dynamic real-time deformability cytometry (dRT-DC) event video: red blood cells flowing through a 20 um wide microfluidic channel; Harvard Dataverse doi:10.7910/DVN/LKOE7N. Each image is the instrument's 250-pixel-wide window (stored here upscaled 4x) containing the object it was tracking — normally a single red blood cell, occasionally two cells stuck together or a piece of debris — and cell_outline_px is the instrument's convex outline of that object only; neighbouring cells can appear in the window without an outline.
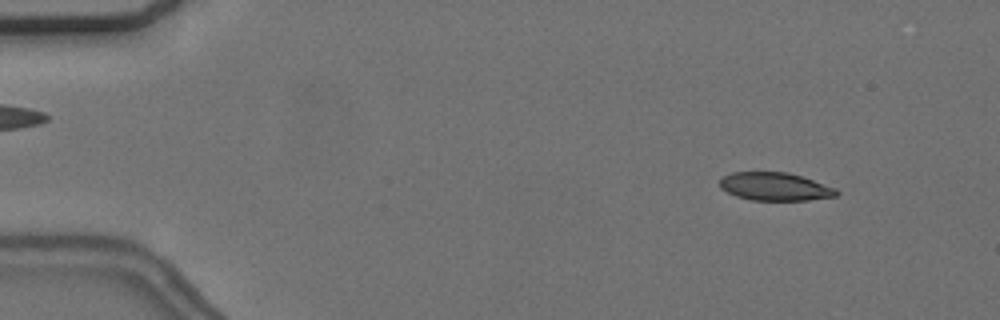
{"species": "common noctule bat (a hibernating species)", "species_latin": "Nyctalus noctula", "temperature_condition": "cold", "stored_images_in_passage": 31, "camera_frame_rate_fps": 3000, "um_per_image_px": 0.085, "animal": {"sex": "female", "body_mass_g": 24.6, "forearm_length_mm": 56.2}, "frame": {"image": 1, "passage_image": 6, "time_ms": 1.667, "image_size_px": [1000, 320], "cell_outline_px": [[840, 192], [836, 196], [808, 200], [752, 200], [736, 196], [720, 188], [720, 180], [724, 176], [732, 172], [788, 172], [836, 188]], "centroid_in_image_um": [65.87, 15.86], "position_along_channel_um": 19.1, "area_um2": 18.96}}
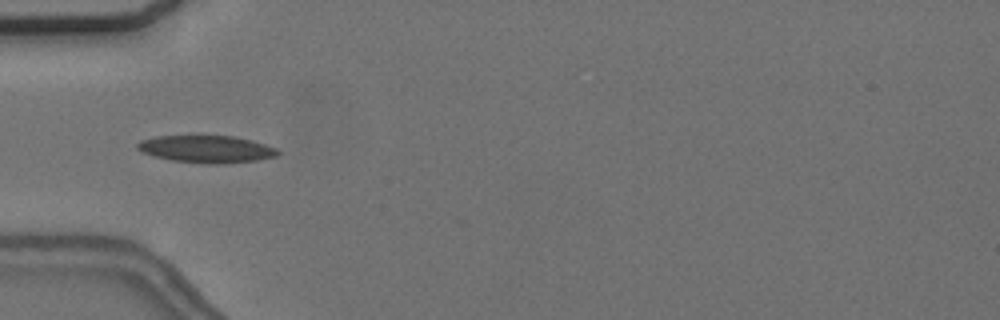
{"frame": {"image": 2, "passage_image": 18, "time_ms": 5.667, "image_size_px": [1000, 320], "cell_outline_px": [[280, 152], [276, 156], [256, 160], [224, 164], [208, 164], [172, 160], [152, 156], [136, 148], [136, 144], [140, 140], [156, 136], [232, 136], [252, 140], [276, 148]], "centroid_in_image_um": [17.53, 12.67], "position_along_channel_um": 67.5, "area_um2": 22.25}}
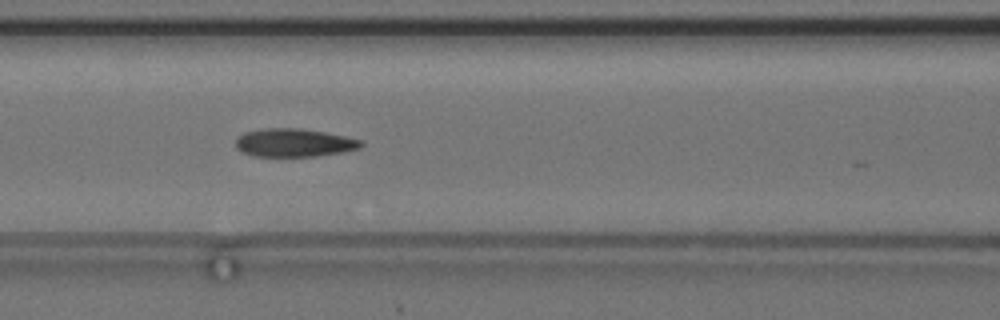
{"frame": {"image": 3, "passage_image": 24, "time_ms": 7.667, "image_size_px": [1000, 320], "cell_outline_px": [[364, 144], [360, 148], [344, 152], [316, 156], [252, 156], [240, 152], [236, 148], [236, 136], [244, 132], [264, 128], [300, 128], [324, 132], [364, 140]], "centroid_in_image_um": [24.98, 12.13], "position_along_channel_um": 141.6, "area_um2": 20.87}}